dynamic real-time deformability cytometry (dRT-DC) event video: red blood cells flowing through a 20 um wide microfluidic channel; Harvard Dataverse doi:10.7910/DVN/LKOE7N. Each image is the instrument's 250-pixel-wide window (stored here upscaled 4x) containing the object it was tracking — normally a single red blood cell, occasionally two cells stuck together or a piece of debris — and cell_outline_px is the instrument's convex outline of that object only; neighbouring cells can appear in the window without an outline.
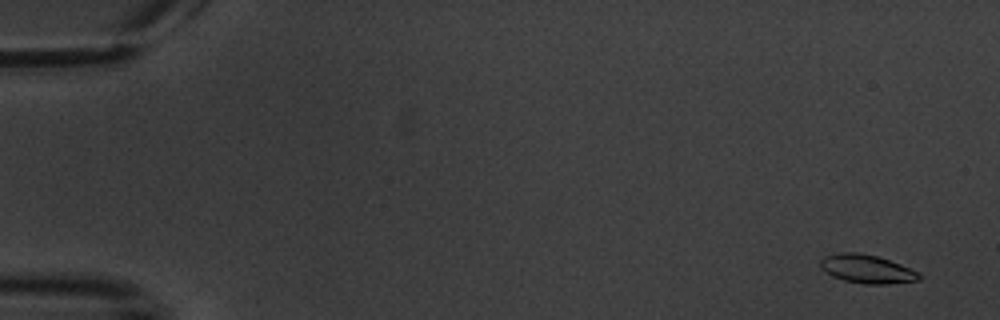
{"species": "common noctule bat (a hibernating species)", "species_latin": "Nyctalus noctula", "temperature_condition": "warm", "stored_images_in_passage": 8, "camera_frame_rate_fps": 3000, "um_per_image_px": 0.085, "animal": {"sex": "male", "body_mass_g": 20.1, "forearm_length_mm": 53.5}, "frame": {"image": 1, "passage_image": 2, "time_ms": 1.0, "image_size_px": [1000, 320], "cell_outline_px": [[924, 276], [920, 280], [888, 284], [864, 284], [844, 280], [832, 276], [820, 268], [820, 260], [824, 256], [840, 252], [856, 252], [876, 256], [900, 264], [920, 272]], "centroid_in_image_um": [73.71, 22.87], "position_along_channel_um": 11.3, "area_um2": 16.53}}
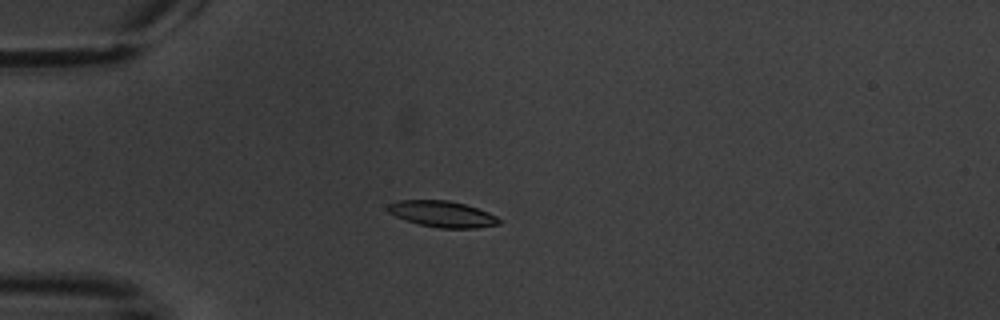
{"frame": {"image": 2, "passage_image": 6, "time_ms": 5.667, "image_size_px": [1000, 320], "cell_outline_px": [[500, 224], [476, 228], [440, 228], [420, 224], [396, 216], [388, 212], [384, 208], [388, 204], [400, 200], [448, 200], [464, 204], [488, 212], [496, 216], [500, 220]], "centroid_in_image_um": [37.58, 18.18], "position_along_channel_um": 47.4, "area_um2": 16.82}}
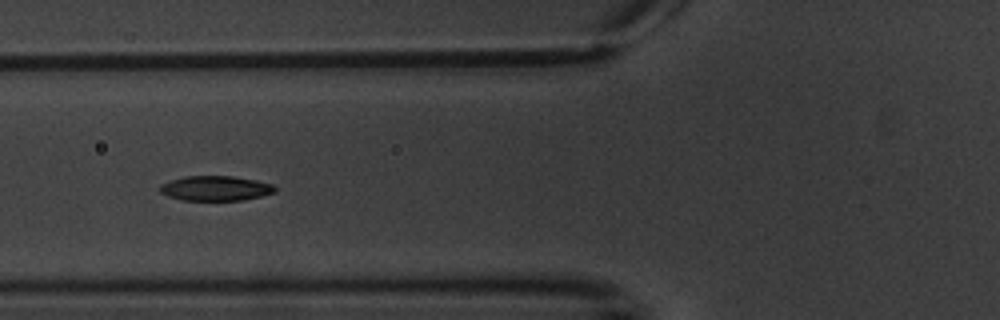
{"frame": {"image": 3, "passage_image": 8, "time_ms": 8.0, "image_size_px": [1000, 320], "cell_outline_px": [[276, 192], [244, 200], [180, 200], [168, 196], [160, 192], [160, 184], [168, 180], [184, 176], [232, 176], [256, 180], [272, 184], [276, 188]], "centroid_in_image_um": [18.29, 16.0], "position_along_channel_um": 107.5, "area_um2": 16.76}}